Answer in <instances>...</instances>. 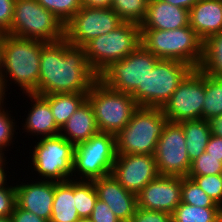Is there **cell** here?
Listing matches in <instances>:
<instances>
[{
    "mask_svg": "<svg viewBox=\"0 0 222 222\" xmlns=\"http://www.w3.org/2000/svg\"><path fill=\"white\" fill-rule=\"evenodd\" d=\"M97 80L84 47L65 38L42 46L38 95L88 92Z\"/></svg>",
    "mask_w": 222,
    "mask_h": 222,
    "instance_id": "obj_1",
    "label": "cell"
},
{
    "mask_svg": "<svg viewBox=\"0 0 222 222\" xmlns=\"http://www.w3.org/2000/svg\"><path fill=\"white\" fill-rule=\"evenodd\" d=\"M45 43L35 39H24L4 34L0 85L5 96L11 94L12 91L8 93V90L12 83L16 84V87H20L18 90L22 94L34 93L38 95L40 56Z\"/></svg>",
    "mask_w": 222,
    "mask_h": 222,
    "instance_id": "obj_2",
    "label": "cell"
},
{
    "mask_svg": "<svg viewBox=\"0 0 222 222\" xmlns=\"http://www.w3.org/2000/svg\"><path fill=\"white\" fill-rule=\"evenodd\" d=\"M203 41L188 25L174 30L141 29V45L159 59H171L200 67Z\"/></svg>",
    "mask_w": 222,
    "mask_h": 222,
    "instance_id": "obj_3",
    "label": "cell"
},
{
    "mask_svg": "<svg viewBox=\"0 0 222 222\" xmlns=\"http://www.w3.org/2000/svg\"><path fill=\"white\" fill-rule=\"evenodd\" d=\"M158 60L140 44L125 58L112 62L98 80L114 91L130 94L139 107H144V82Z\"/></svg>",
    "mask_w": 222,
    "mask_h": 222,
    "instance_id": "obj_4",
    "label": "cell"
},
{
    "mask_svg": "<svg viewBox=\"0 0 222 222\" xmlns=\"http://www.w3.org/2000/svg\"><path fill=\"white\" fill-rule=\"evenodd\" d=\"M29 149V174H35L37 180L64 182L72 179L75 146L64 137H41L34 140ZM32 147V149H31ZM33 166V167H32ZM31 167V168H29ZM34 172V173H33ZM37 173V174H36Z\"/></svg>",
    "mask_w": 222,
    "mask_h": 222,
    "instance_id": "obj_5",
    "label": "cell"
},
{
    "mask_svg": "<svg viewBox=\"0 0 222 222\" xmlns=\"http://www.w3.org/2000/svg\"><path fill=\"white\" fill-rule=\"evenodd\" d=\"M167 122L161 108L138 107L128 124L115 136L117 154L154 155Z\"/></svg>",
    "mask_w": 222,
    "mask_h": 222,
    "instance_id": "obj_6",
    "label": "cell"
},
{
    "mask_svg": "<svg viewBox=\"0 0 222 222\" xmlns=\"http://www.w3.org/2000/svg\"><path fill=\"white\" fill-rule=\"evenodd\" d=\"M87 100L92 105L99 132L115 136L139 107L130 94L114 91L99 80L88 91Z\"/></svg>",
    "mask_w": 222,
    "mask_h": 222,
    "instance_id": "obj_7",
    "label": "cell"
},
{
    "mask_svg": "<svg viewBox=\"0 0 222 222\" xmlns=\"http://www.w3.org/2000/svg\"><path fill=\"white\" fill-rule=\"evenodd\" d=\"M140 43V25L123 22L108 34L92 39L84 48L89 66L99 75L112 62L119 61L133 52Z\"/></svg>",
    "mask_w": 222,
    "mask_h": 222,
    "instance_id": "obj_8",
    "label": "cell"
},
{
    "mask_svg": "<svg viewBox=\"0 0 222 222\" xmlns=\"http://www.w3.org/2000/svg\"><path fill=\"white\" fill-rule=\"evenodd\" d=\"M7 34L54 42L64 38V25L37 0H15L13 19Z\"/></svg>",
    "mask_w": 222,
    "mask_h": 222,
    "instance_id": "obj_9",
    "label": "cell"
},
{
    "mask_svg": "<svg viewBox=\"0 0 222 222\" xmlns=\"http://www.w3.org/2000/svg\"><path fill=\"white\" fill-rule=\"evenodd\" d=\"M117 157L116 138L99 132L75 145L72 180L92 181L110 175Z\"/></svg>",
    "mask_w": 222,
    "mask_h": 222,
    "instance_id": "obj_10",
    "label": "cell"
},
{
    "mask_svg": "<svg viewBox=\"0 0 222 222\" xmlns=\"http://www.w3.org/2000/svg\"><path fill=\"white\" fill-rule=\"evenodd\" d=\"M205 99V72L193 69L161 108L169 122L202 119Z\"/></svg>",
    "mask_w": 222,
    "mask_h": 222,
    "instance_id": "obj_11",
    "label": "cell"
},
{
    "mask_svg": "<svg viewBox=\"0 0 222 222\" xmlns=\"http://www.w3.org/2000/svg\"><path fill=\"white\" fill-rule=\"evenodd\" d=\"M124 21L112 8L83 7L64 25L69 44L84 47L92 39L108 34Z\"/></svg>",
    "mask_w": 222,
    "mask_h": 222,
    "instance_id": "obj_12",
    "label": "cell"
},
{
    "mask_svg": "<svg viewBox=\"0 0 222 222\" xmlns=\"http://www.w3.org/2000/svg\"><path fill=\"white\" fill-rule=\"evenodd\" d=\"M192 70L181 61L159 59L144 82V107L162 108Z\"/></svg>",
    "mask_w": 222,
    "mask_h": 222,
    "instance_id": "obj_13",
    "label": "cell"
},
{
    "mask_svg": "<svg viewBox=\"0 0 222 222\" xmlns=\"http://www.w3.org/2000/svg\"><path fill=\"white\" fill-rule=\"evenodd\" d=\"M183 127L179 122H167L154 153L159 175L186 177L191 168Z\"/></svg>",
    "mask_w": 222,
    "mask_h": 222,
    "instance_id": "obj_14",
    "label": "cell"
},
{
    "mask_svg": "<svg viewBox=\"0 0 222 222\" xmlns=\"http://www.w3.org/2000/svg\"><path fill=\"white\" fill-rule=\"evenodd\" d=\"M111 175L127 191L137 195L159 172L154 155L117 154Z\"/></svg>",
    "mask_w": 222,
    "mask_h": 222,
    "instance_id": "obj_15",
    "label": "cell"
},
{
    "mask_svg": "<svg viewBox=\"0 0 222 222\" xmlns=\"http://www.w3.org/2000/svg\"><path fill=\"white\" fill-rule=\"evenodd\" d=\"M181 187L182 177L159 175L137 194V207L172 214L181 204Z\"/></svg>",
    "mask_w": 222,
    "mask_h": 222,
    "instance_id": "obj_16",
    "label": "cell"
},
{
    "mask_svg": "<svg viewBox=\"0 0 222 222\" xmlns=\"http://www.w3.org/2000/svg\"><path fill=\"white\" fill-rule=\"evenodd\" d=\"M24 176L26 179H30V181L24 180L25 178L21 176L20 178L23 181H20L21 179L16 181V204L21 209L29 211L49 222L52 213L55 181H38L36 178H32L35 175L28 178L26 174Z\"/></svg>",
    "mask_w": 222,
    "mask_h": 222,
    "instance_id": "obj_17",
    "label": "cell"
},
{
    "mask_svg": "<svg viewBox=\"0 0 222 222\" xmlns=\"http://www.w3.org/2000/svg\"><path fill=\"white\" fill-rule=\"evenodd\" d=\"M92 181L98 199L105 202L121 222H130L137 208V195L127 191L111 174Z\"/></svg>",
    "mask_w": 222,
    "mask_h": 222,
    "instance_id": "obj_18",
    "label": "cell"
},
{
    "mask_svg": "<svg viewBox=\"0 0 222 222\" xmlns=\"http://www.w3.org/2000/svg\"><path fill=\"white\" fill-rule=\"evenodd\" d=\"M26 97H25V96ZM23 97L28 98L26 101L31 107H29L26 119L20 121L22 134L25 133L28 138L33 136L38 139L41 137H53L59 135L60 128L56 125L54 116L49 103L41 96L37 94H23ZM32 102V103H31Z\"/></svg>",
    "mask_w": 222,
    "mask_h": 222,
    "instance_id": "obj_19",
    "label": "cell"
},
{
    "mask_svg": "<svg viewBox=\"0 0 222 222\" xmlns=\"http://www.w3.org/2000/svg\"><path fill=\"white\" fill-rule=\"evenodd\" d=\"M189 25V10L161 0H148L140 29L174 30Z\"/></svg>",
    "mask_w": 222,
    "mask_h": 222,
    "instance_id": "obj_20",
    "label": "cell"
},
{
    "mask_svg": "<svg viewBox=\"0 0 222 222\" xmlns=\"http://www.w3.org/2000/svg\"><path fill=\"white\" fill-rule=\"evenodd\" d=\"M189 25L205 42L222 31V0H198L189 10Z\"/></svg>",
    "mask_w": 222,
    "mask_h": 222,
    "instance_id": "obj_21",
    "label": "cell"
},
{
    "mask_svg": "<svg viewBox=\"0 0 222 222\" xmlns=\"http://www.w3.org/2000/svg\"><path fill=\"white\" fill-rule=\"evenodd\" d=\"M99 133L92 105L86 100L60 129L59 135L74 146Z\"/></svg>",
    "mask_w": 222,
    "mask_h": 222,
    "instance_id": "obj_22",
    "label": "cell"
},
{
    "mask_svg": "<svg viewBox=\"0 0 222 222\" xmlns=\"http://www.w3.org/2000/svg\"><path fill=\"white\" fill-rule=\"evenodd\" d=\"M74 180L55 182L52 213L49 222H77V209L75 208Z\"/></svg>",
    "mask_w": 222,
    "mask_h": 222,
    "instance_id": "obj_23",
    "label": "cell"
},
{
    "mask_svg": "<svg viewBox=\"0 0 222 222\" xmlns=\"http://www.w3.org/2000/svg\"><path fill=\"white\" fill-rule=\"evenodd\" d=\"M179 123L183 127L186 150L192 163L205 152L212 134L210 123L204 119L184 120Z\"/></svg>",
    "mask_w": 222,
    "mask_h": 222,
    "instance_id": "obj_24",
    "label": "cell"
},
{
    "mask_svg": "<svg viewBox=\"0 0 222 222\" xmlns=\"http://www.w3.org/2000/svg\"><path fill=\"white\" fill-rule=\"evenodd\" d=\"M88 92L43 95L49 103L56 125L61 129L69 117L87 100Z\"/></svg>",
    "mask_w": 222,
    "mask_h": 222,
    "instance_id": "obj_25",
    "label": "cell"
},
{
    "mask_svg": "<svg viewBox=\"0 0 222 222\" xmlns=\"http://www.w3.org/2000/svg\"><path fill=\"white\" fill-rule=\"evenodd\" d=\"M199 68L211 76L222 78V31L203 43V59Z\"/></svg>",
    "mask_w": 222,
    "mask_h": 222,
    "instance_id": "obj_26",
    "label": "cell"
},
{
    "mask_svg": "<svg viewBox=\"0 0 222 222\" xmlns=\"http://www.w3.org/2000/svg\"><path fill=\"white\" fill-rule=\"evenodd\" d=\"M202 119L210 121L222 114V78L205 73V99Z\"/></svg>",
    "mask_w": 222,
    "mask_h": 222,
    "instance_id": "obj_27",
    "label": "cell"
},
{
    "mask_svg": "<svg viewBox=\"0 0 222 222\" xmlns=\"http://www.w3.org/2000/svg\"><path fill=\"white\" fill-rule=\"evenodd\" d=\"M173 222H222V208H203L182 203L172 213Z\"/></svg>",
    "mask_w": 222,
    "mask_h": 222,
    "instance_id": "obj_28",
    "label": "cell"
},
{
    "mask_svg": "<svg viewBox=\"0 0 222 222\" xmlns=\"http://www.w3.org/2000/svg\"><path fill=\"white\" fill-rule=\"evenodd\" d=\"M74 198L78 216L90 217L98 199L93 181L74 180Z\"/></svg>",
    "mask_w": 222,
    "mask_h": 222,
    "instance_id": "obj_29",
    "label": "cell"
},
{
    "mask_svg": "<svg viewBox=\"0 0 222 222\" xmlns=\"http://www.w3.org/2000/svg\"><path fill=\"white\" fill-rule=\"evenodd\" d=\"M148 0H113L111 8L124 22L141 24L147 10Z\"/></svg>",
    "mask_w": 222,
    "mask_h": 222,
    "instance_id": "obj_30",
    "label": "cell"
},
{
    "mask_svg": "<svg viewBox=\"0 0 222 222\" xmlns=\"http://www.w3.org/2000/svg\"><path fill=\"white\" fill-rule=\"evenodd\" d=\"M5 100H7V97L0 102V149L9 152V150L11 151L10 147L14 146L15 139L19 136V132H16L17 129L19 130V125H17L15 117L12 116L13 114L10 113H13V111L6 108L8 103Z\"/></svg>",
    "mask_w": 222,
    "mask_h": 222,
    "instance_id": "obj_31",
    "label": "cell"
},
{
    "mask_svg": "<svg viewBox=\"0 0 222 222\" xmlns=\"http://www.w3.org/2000/svg\"><path fill=\"white\" fill-rule=\"evenodd\" d=\"M181 202L196 207L221 208L188 176L182 177Z\"/></svg>",
    "mask_w": 222,
    "mask_h": 222,
    "instance_id": "obj_32",
    "label": "cell"
},
{
    "mask_svg": "<svg viewBox=\"0 0 222 222\" xmlns=\"http://www.w3.org/2000/svg\"><path fill=\"white\" fill-rule=\"evenodd\" d=\"M65 25L81 8V0H37Z\"/></svg>",
    "mask_w": 222,
    "mask_h": 222,
    "instance_id": "obj_33",
    "label": "cell"
},
{
    "mask_svg": "<svg viewBox=\"0 0 222 222\" xmlns=\"http://www.w3.org/2000/svg\"><path fill=\"white\" fill-rule=\"evenodd\" d=\"M222 174V157L210 156L209 153H202L191 164L188 176H205Z\"/></svg>",
    "mask_w": 222,
    "mask_h": 222,
    "instance_id": "obj_34",
    "label": "cell"
},
{
    "mask_svg": "<svg viewBox=\"0 0 222 222\" xmlns=\"http://www.w3.org/2000/svg\"><path fill=\"white\" fill-rule=\"evenodd\" d=\"M222 208V175L188 176Z\"/></svg>",
    "mask_w": 222,
    "mask_h": 222,
    "instance_id": "obj_35",
    "label": "cell"
},
{
    "mask_svg": "<svg viewBox=\"0 0 222 222\" xmlns=\"http://www.w3.org/2000/svg\"><path fill=\"white\" fill-rule=\"evenodd\" d=\"M13 181L7 187L0 188V217H10L16 205V188Z\"/></svg>",
    "mask_w": 222,
    "mask_h": 222,
    "instance_id": "obj_36",
    "label": "cell"
},
{
    "mask_svg": "<svg viewBox=\"0 0 222 222\" xmlns=\"http://www.w3.org/2000/svg\"><path fill=\"white\" fill-rule=\"evenodd\" d=\"M130 222H173L172 214L137 207Z\"/></svg>",
    "mask_w": 222,
    "mask_h": 222,
    "instance_id": "obj_37",
    "label": "cell"
},
{
    "mask_svg": "<svg viewBox=\"0 0 222 222\" xmlns=\"http://www.w3.org/2000/svg\"><path fill=\"white\" fill-rule=\"evenodd\" d=\"M93 222H121L105 202L97 199L90 216Z\"/></svg>",
    "mask_w": 222,
    "mask_h": 222,
    "instance_id": "obj_38",
    "label": "cell"
},
{
    "mask_svg": "<svg viewBox=\"0 0 222 222\" xmlns=\"http://www.w3.org/2000/svg\"><path fill=\"white\" fill-rule=\"evenodd\" d=\"M15 0H0V30L7 34L10 31Z\"/></svg>",
    "mask_w": 222,
    "mask_h": 222,
    "instance_id": "obj_39",
    "label": "cell"
},
{
    "mask_svg": "<svg viewBox=\"0 0 222 222\" xmlns=\"http://www.w3.org/2000/svg\"><path fill=\"white\" fill-rule=\"evenodd\" d=\"M11 222H48L47 220L34 215L33 213L21 209L17 204L10 215Z\"/></svg>",
    "mask_w": 222,
    "mask_h": 222,
    "instance_id": "obj_40",
    "label": "cell"
},
{
    "mask_svg": "<svg viewBox=\"0 0 222 222\" xmlns=\"http://www.w3.org/2000/svg\"><path fill=\"white\" fill-rule=\"evenodd\" d=\"M205 152L210 156L222 157V138L211 134Z\"/></svg>",
    "mask_w": 222,
    "mask_h": 222,
    "instance_id": "obj_41",
    "label": "cell"
},
{
    "mask_svg": "<svg viewBox=\"0 0 222 222\" xmlns=\"http://www.w3.org/2000/svg\"><path fill=\"white\" fill-rule=\"evenodd\" d=\"M8 156L4 155L1 159H0V188L1 187H7L11 182L9 178H14V177H10L11 172H9V166L7 165L9 163V159H6ZM7 161V162H6ZM8 171H7V170ZM8 173L10 175H8ZM8 176V177H7ZM9 180V181H8ZM9 182V183H8Z\"/></svg>",
    "mask_w": 222,
    "mask_h": 222,
    "instance_id": "obj_42",
    "label": "cell"
},
{
    "mask_svg": "<svg viewBox=\"0 0 222 222\" xmlns=\"http://www.w3.org/2000/svg\"><path fill=\"white\" fill-rule=\"evenodd\" d=\"M113 0H81L83 7L111 8Z\"/></svg>",
    "mask_w": 222,
    "mask_h": 222,
    "instance_id": "obj_43",
    "label": "cell"
},
{
    "mask_svg": "<svg viewBox=\"0 0 222 222\" xmlns=\"http://www.w3.org/2000/svg\"><path fill=\"white\" fill-rule=\"evenodd\" d=\"M211 133L222 138V114L209 121Z\"/></svg>",
    "mask_w": 222,
    "mask_h": 222,
    "instance_id": "obj_44",
    "label": "cell"
},
{
    "mask_svg": "<svg viewBox=\"0 0 222 222\" xmlns=\"http://www.w3.org/2000/svg\"><path fill=\"white\" fill-rule=\"evenodd\" d=\"M167 3H170L174 6H178L181 8H185L190 10V8L198 1V0H161Z\"/></svg>",
    "mask_w": 222,
    "mask_h": 222,
    "instance_id": "obj_45",
    "label": "cell"
},
{
    "mask_svg": "<svg viewBox=\"0 0 222 222\" xmlns=\"http://www.w3.org/2000/svg\"><path fill=\"white\" fill-rule=\"evenodd\" d=\"M2 40L0 41V76L2 71Z\"/></svg>",
    "mask_w": 222,
    "mask_h": 222,
    "instance_id": "obj_46",
    "label": "cell"
},
{
    "mask_svg": "<svg viewBox=\"0 0 222 222\" xmlns=\"http://www.w3.org/2000/svg\"><path fill=\"white\" fill-rule=\"evenodd\" d=\"M77 222H93L90 217L80 218Z\"/></svg>",
    "mask_w": 222,
    "mask_h": 222,
    "instance_id": "obj_47",
    "label": "cell"
},
{
    "mask_svg": "<svg viewBox=\"0 0 222 222\" xmlns=\"http://www.w3.org/2000/svg\"><path fill=\"white\" fill-rule=\"evenodd\" d=\"M0 222H11L10 217H0Z\"/></svg>",
    "mask_w": 222,
    "mask_h": 222,
    "instance_id": "obj_48",
    "label": "cell"
},
{
    "mask_svg": "<svg viewBox=\"0 0 222 222\" xmlns=\"http://www.w3.org/2000/svg\"><path fill=\"white\" fill-rule=\"evenodd\" d=\"M6 96L3 94V92H0V102L3 101Z\"/></svg>",
    "mask_w": 222,
    "mask_h": 222,
    "instance_id": "obj_49",
    "label": "cell"
},
{
    "mask_svg": "<svg viewBox=\"0 0 222 222\" xmlns=\"http://www.w3.org/2000/svg\"><path fill=\"white\" fill-rule=\"evenodd\" d=\"M5 154H7V153L4 152L2 149H0V159H1Z\"/></svg>",
    "mask_w": 222,
    "mask_h": 222,
    "instance_id": "obj_50",
    "label": "cell"
},
{
    "mask_svg": "<svg viewBox=\"0 0 222 222\" xmlns=\"http://www.w3.org/2000/svg\"><path fill=\"white\" fill-rule=\"evenodd\" d=\"M4 34H5V33L0 30V41L3 39Z\"/></svg>",
    "mask_w": 222,
    "mask_h": 222,
    "instance_id": "obj_51",
    "label": "cell"
}]
</instances>
